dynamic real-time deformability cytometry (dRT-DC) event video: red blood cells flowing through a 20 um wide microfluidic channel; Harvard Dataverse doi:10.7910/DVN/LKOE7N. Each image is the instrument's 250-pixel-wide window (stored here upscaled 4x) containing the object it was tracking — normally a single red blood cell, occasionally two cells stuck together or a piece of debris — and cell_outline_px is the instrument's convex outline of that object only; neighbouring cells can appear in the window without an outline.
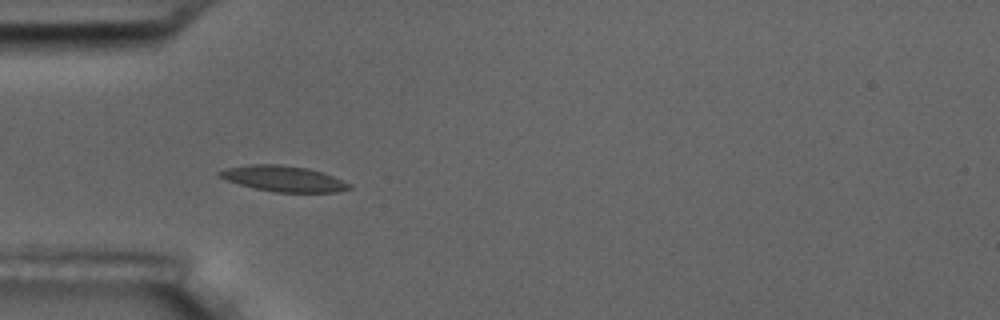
{"species": "common noctule bat (a hibernating species)", "species_latin": "Nyctalus noctula", "temperature_condition": "room temperature", "stored_images_in_passage": 6, "camera_frame_rate_fps": 3000, "um_per_image_px": 0.085, "animal": {"sex": "male", "body_mass_g": 17.5, "forearm_length_mm": 52.3}, "frame": {"image": 1, "passage_image": 5, "time_ms": 4.667, "image_size_px": [1000, 320], "cell_outline_px": [[352, 188], [336, 192], [276, 192], [256, 188], [240, 184], [216, 176], [216, 172], [224, 168], [248, 164], [280, 164], [308, 168], [332, 176], [352, 184]], "centroid_in_image_um": [24.06, 15.17], "position_along_channel_um": 60.9, "area_um2": 19.42}}